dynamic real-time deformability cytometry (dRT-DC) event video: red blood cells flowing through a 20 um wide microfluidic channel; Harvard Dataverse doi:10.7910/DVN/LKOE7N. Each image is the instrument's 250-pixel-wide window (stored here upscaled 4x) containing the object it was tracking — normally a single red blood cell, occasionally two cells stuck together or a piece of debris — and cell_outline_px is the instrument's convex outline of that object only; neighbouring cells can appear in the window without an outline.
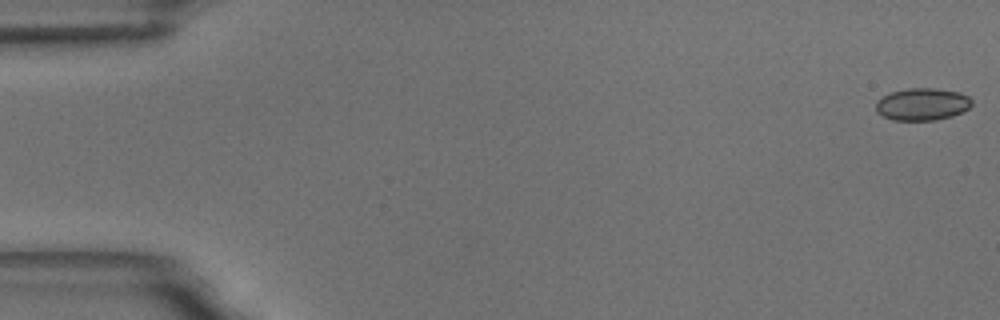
{"species": "common noctule bat (a hibernating species)", "species_latin": "Nyctalus noctula", "temperature_condition": "room temperature", "stored_images_in_passage": 14, "camera_frame_rate_fps": 3000, "um_per_image_px": 0.085, "animal": {"sex": "male", "body_mass_g": 18.8}, "frame": {"image": 1, "passage_image": 1, "time_ms": 0.0, "image_size_px": [1000, 320], "cell_outline_px": [[972, 104], [968, 108], [952, 116], [936, 120], [892, 120], [876, 112], [876, 100], [892, 92], [908, 88], [932, 88], [960, 92], [968, 96], [972, 100]], "centroid_in_image_um": [78.39, 8.86], "position_along_channel_um": 6.6, "area_um2": 17.98}}